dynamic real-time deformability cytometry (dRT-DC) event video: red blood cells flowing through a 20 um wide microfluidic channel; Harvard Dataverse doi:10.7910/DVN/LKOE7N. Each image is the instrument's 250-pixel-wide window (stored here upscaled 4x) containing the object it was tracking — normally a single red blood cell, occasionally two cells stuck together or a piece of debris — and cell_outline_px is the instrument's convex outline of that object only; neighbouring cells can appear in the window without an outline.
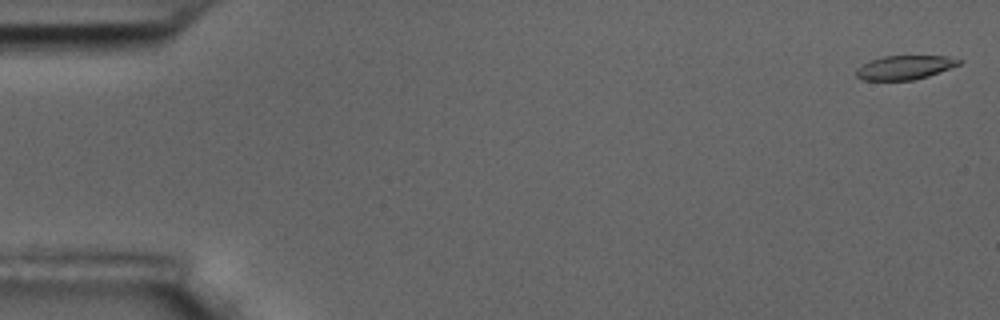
{"species": "common noctule bat (a hibernating species)", "species_latin": "Nyctalus noctula", "temperature_condition": "room temperature", "stored_images_in_passage": 5, "camera_frame_rate_fps": 3000, "um_per_image_px": 0.085, "animal": {"sex": "male", "body_mass_g": 17.5, "forearm_length_mm": 52.3}, "frame": {"image": 1, "passage_image": 1, "time_ms": 0.0, "image_size_px": [1000, 320], "cell_outline_px": [[964, 60], [960, 64], [928, 76], [912, 80], [860, 80], [856, 76], [856, 68], [872, 60], [884, 56], [948, 56]], "centroid_in_image_um": [76.91, 5.73], "position_along_channel_um": 8.1, "area_um2": 14.28}}
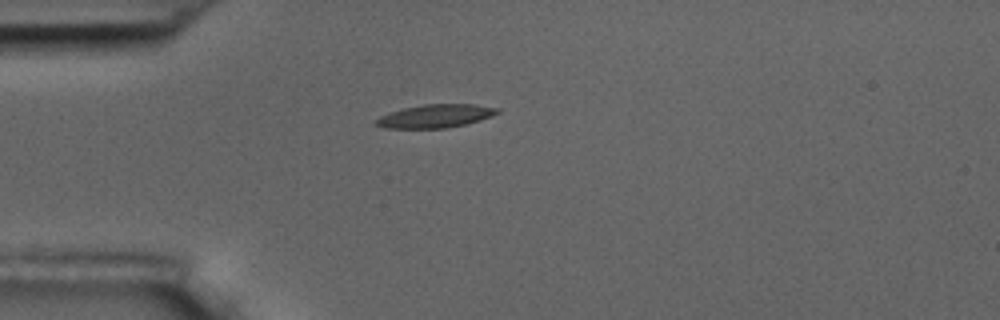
{"frame": {"image": 2, "passage_image": 5, "time_ms": 4.667, "image_size_px": [1000, 320], "cell_outline_px": [[500, 112], [492, 116], [480, 120], [464, 124], [444, 128], [384, 128], [376, 124], [376, 120], [380, 116], [404, 108], [424, 104], [472, 104], [500, 108]], "centroid_in_image_um": [37.05, 9.86], "position_along_channel_um": 48.0, "area_um2": 16.24}}